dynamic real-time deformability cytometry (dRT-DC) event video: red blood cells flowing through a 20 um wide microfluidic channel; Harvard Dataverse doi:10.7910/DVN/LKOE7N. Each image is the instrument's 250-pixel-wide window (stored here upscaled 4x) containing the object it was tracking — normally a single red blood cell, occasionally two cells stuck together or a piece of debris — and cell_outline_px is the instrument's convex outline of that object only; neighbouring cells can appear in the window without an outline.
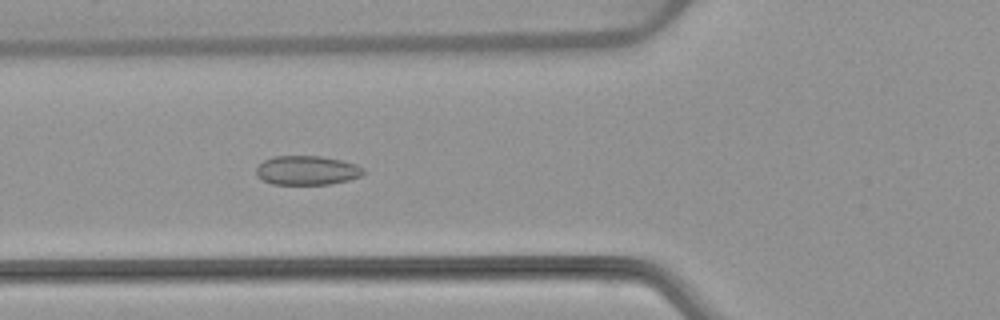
{"species": "common noctule bat (a hibernating species)", "species_latin": "Nyctalus noctula", "temperature_condition": "warm", "stored_images_in_passage": 53, "camera_frame_rate_fps": 3000, "um_per_image_px": 0.085, "animal": {"sex": "female", "body_mass_g": 22.7, "forearm_length_mm": 54.2}, "frame": {"image": 1, "passage_image": 20, "time_ms": 6.333, "image_size_px": [1000, 320], "cell_outline_px": [[364, 172], [360, 176], [348, 180], [328, 184], [272, 184], [264, 180], [256, 172], [256, 168], [264, 160], [272, 156], [320, 156], [340, 160], [356, 164], [364, 168]], "centroid_in_image_um": [26.1, 14.47], "position_along_channel_um": 99.7, "area_um2": 18.03}}
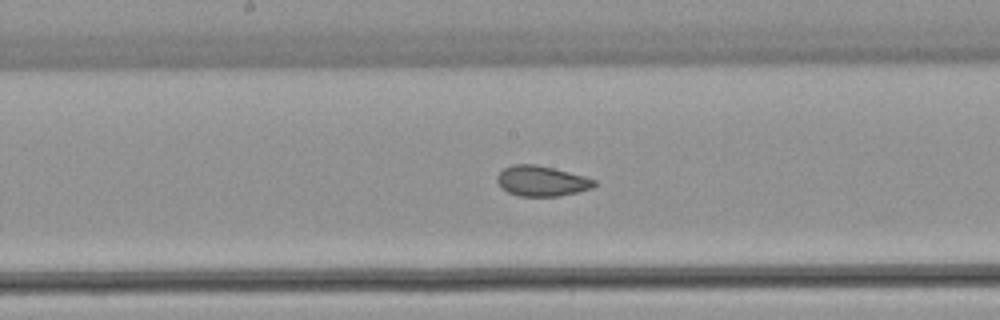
{"frame": {"image": 2, "passage_image": 28, "time_ms": 9.0, "image_size_px": [1000, 320], "cell_outline_px": [[596, 184], [592, 188], [560, 196], [520, 196], [508, 192], [500, 188], [496, 180], [496, 176], [504, 168], [512, 164], [536, 164], [584, 176], [596, 180]], "centroid_in_image_um": [46.0, 15.38], "position_along_channel_um": 202.2, "area_um2": 17.17}}
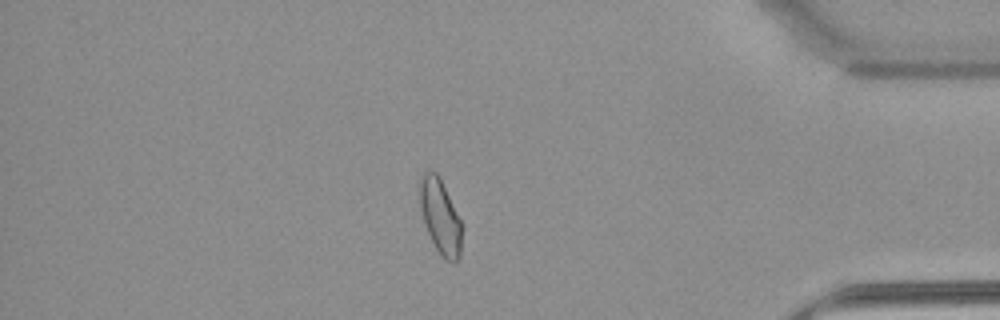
{"frame": {"image": 3, "passage_image": 46, "time_ms": 15.0, "image_size_px": [1000, 320], "cell_outline_px": [[460, 256], [456, 264], [440, 256], [428, 232], [424, 220], [416, 188], [416, 184], [420, 176], [424, 172], [436, 172], [440, 176], [460, 220]], "centroid_in_image_um": [37.37, 18.34], "position_along_channel_um": 397.8, "area_um2": 18.26}, "authors_computed_cell_mechanics": {"area_um2": 18.6116, "velocity_mm_per_s": 3.8368, "shape_relaxation_time_tau1_ms": null, "shape_relaxation_time_tau2_ms": 1.1939, "deformation_change_tau1": null, "deformation_change_tau2": 0.0654}}